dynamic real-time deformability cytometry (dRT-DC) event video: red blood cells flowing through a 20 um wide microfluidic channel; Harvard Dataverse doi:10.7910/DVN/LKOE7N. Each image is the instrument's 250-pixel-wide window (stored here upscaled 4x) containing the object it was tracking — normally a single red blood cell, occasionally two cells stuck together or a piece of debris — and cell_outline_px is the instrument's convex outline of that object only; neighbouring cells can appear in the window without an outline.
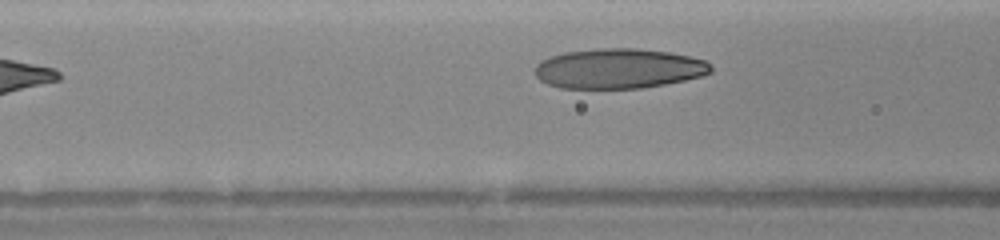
{"species": "human", "species_latin": "Homo sapiens", "temperature_condition": "warm", "stored_images_in_passage": 7, "segment_of_instrument_passage": [2, 2], "camera_frame_rate_fps": 3000, "um_per_image_px": 0.085, "donor": {"sex": "female"}, "frame": {"image": 1, "passage_image": 7, "time_ms": 3.667, "image_size_px": [1000, 240], "cell_outline_px": [[712, 72], [700, 76], [684, 80], [664, 84], [640, 88], [560, 88], [548, 84], [540, 80], [536, 76], [536, 64], [540, 60], [564, 52], [596, 48], [636, 48], [668, 52], [688, 56], [704, 60], [712, 64]], "centroid_in_image_um": [52.57, 5.82], "position_along_channel_um": 114.0, "area_um2": 40.92}}